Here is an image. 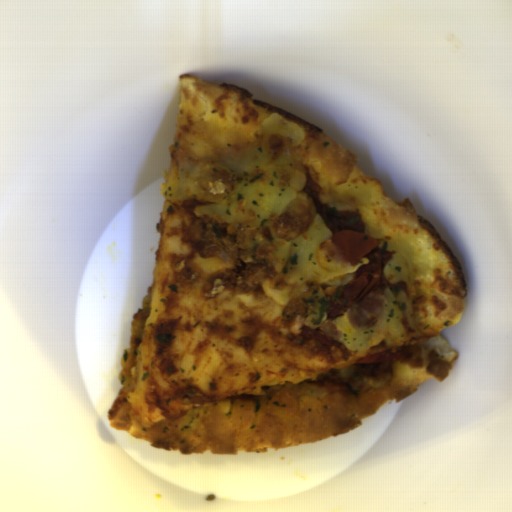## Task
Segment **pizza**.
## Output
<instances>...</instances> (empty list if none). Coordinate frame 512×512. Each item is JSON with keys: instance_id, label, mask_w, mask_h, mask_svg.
Wrapping results in <instances>:
<instances>
[{"instance_id": "1", "label": "pizza", "mask_w": 512, "mask_h": 512, "mask_svg": "<svg viewBox=\"0 0 512 512\" xmlns=\"http://www.w3.org/2000/svg\"><path fill=\"white\" fill-rule=\"evenodd\" d=\"M278 113L304 127L298 162L306 183L291 206L313 204L332 231L352 229L409 262L394 294L407 333L361 351L304 339L306 314L284 320L291 287L276 276L253 294L228 290L227 264L202 258L189 229L200 200L179 196L185 159L243 151ZM155 228L156 265L124 350L112 427L182 455L274 452L340 436L400 402L424 382H442L458 355L442 335L465 311L468 282L446 242L412 200L391 197L361 172L326 130L231 84L179 79L178 120ZM410 352V361L356 363L365 354Z\"/></svg>"}]
</instances>
